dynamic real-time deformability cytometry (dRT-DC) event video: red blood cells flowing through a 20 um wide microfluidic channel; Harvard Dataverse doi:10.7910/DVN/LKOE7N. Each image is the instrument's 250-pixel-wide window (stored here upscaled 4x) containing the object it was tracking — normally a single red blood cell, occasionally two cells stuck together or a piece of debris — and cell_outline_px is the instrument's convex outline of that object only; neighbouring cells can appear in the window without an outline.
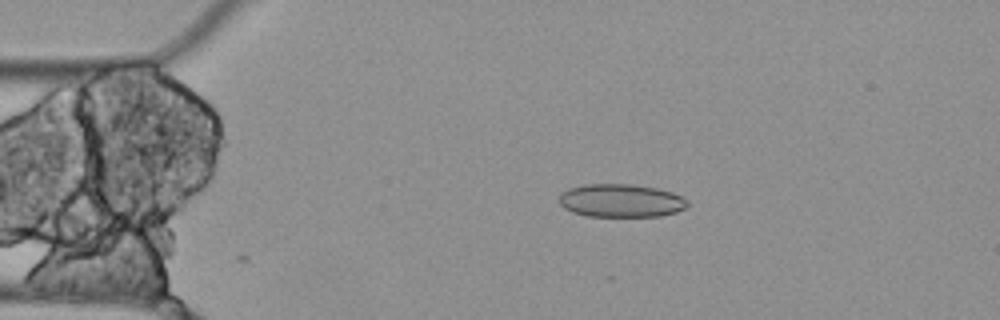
{"species": "Egyptian fruit bat (a non-hibernating species)", "species_latin": "Rousettus aegyptiacus", "temperature_condition": "cold", "stored_images_in_passage": 3, "camera_frame_rate_fps": 3000, "um_per_image_px": 0.085, "animal": {"sex": "female"}, "frame": {"image": 1, "passage_image": 2, "time_ms": 0.333, "image_size_px": [1000, 320], "cell_outline_px": [[688, 204], [684, 208], [676, 212], [660, 216], [588, 216], [572, 212], [564, 208], [560, 204], [560, 192], [568, 188], [584, 184], [628, 184], [656, 188], [672, 192], [688, 200]], "centroid_in_image_um": [52.75, 17.05], "position_along_channel_um": 32.2, "area_um2": 24.8}}